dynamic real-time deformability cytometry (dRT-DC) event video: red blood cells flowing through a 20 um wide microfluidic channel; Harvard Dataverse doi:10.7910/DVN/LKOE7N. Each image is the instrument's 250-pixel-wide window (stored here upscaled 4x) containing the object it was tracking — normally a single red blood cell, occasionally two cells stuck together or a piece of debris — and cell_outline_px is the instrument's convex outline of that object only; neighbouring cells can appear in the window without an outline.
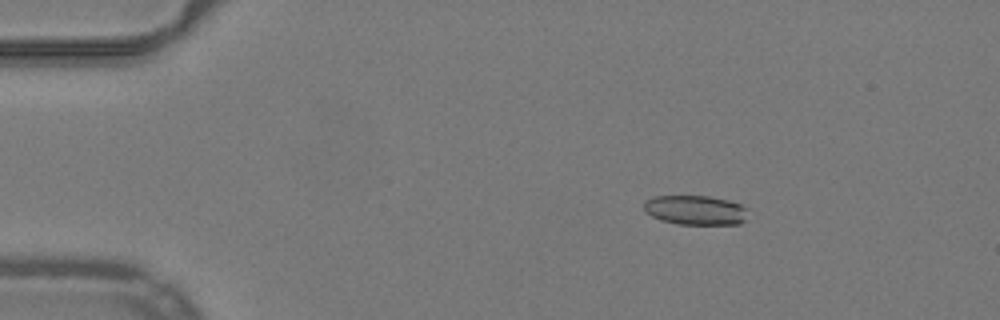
{"species": "common noctule bat (a hibernating species)", "species_latin": "Nyctalus noctula", "temperature_condition": "warm", "stored_images_in_passage": 44, "camera_frame_rate_fps": 3000, "um_per_image_px": 0.085, "animal": {"sex": "male", "body_mass_g": 19.2, "forearm_length_mm": 51.8}, "frame": {"image": 1, "passage_image": 1, "time_ms": 0.0, "image_size_px": [1000, 320], "cell_outline_px": [[748, 208], [744, 220], [740, 224], [676, 224], [660, 220], [644, 212], [644, 200], [652, 196], [708, 196], [728, 200], [740, 204]], "centroid_in_image_um": [59.08, 17.85], "position_along_channel_um": 25.9, "area_um2": 18.03}}
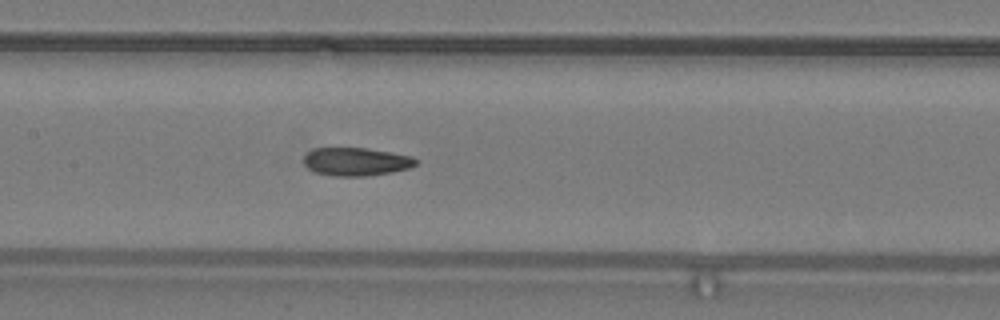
{"frame": {"image": 2, "passage_image": 18, "time_ms": 5.667, "image_size_px": [1000, 320], "cell_outline_px": [[420, 160], [416, 164], [408, 168], [392, 172], [368, 176], [332, 176], [316, 172], [308, 168], [304, 164], [304, 156], [312, 148], [364, 148], [412, 156]], "centroid_in_image_um": [30.27, 13.74], "position_along_channel_um": 177.1, "area_um2": 18.38}}
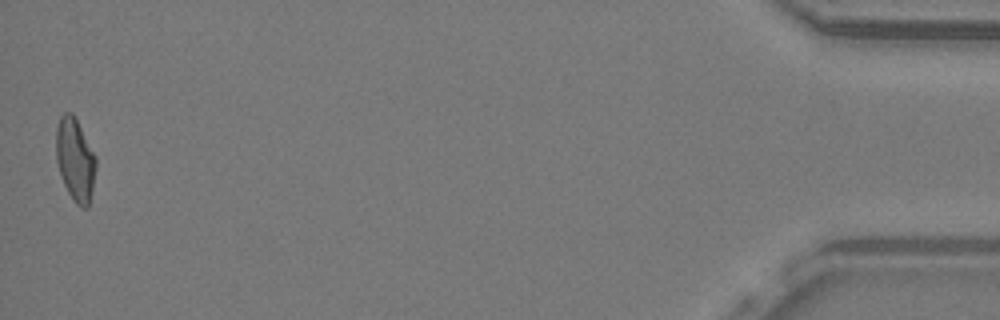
{"frame": {"image": 3, "passage_image": 44, "time_ms": 14.333, "image_size_px": [1000, 320], "cell_outline_px": [[96, 168], [88, 208], [80, 208], [76, 204], [68, 192], [64, 184], [56, 160], [56, 128], [60, 116], [64, 112], [72, 112], [96, 156]], "centroid_in_image_um": [6.39, 13.56], "position_along_channel_um": 428.8, "area_um2": 19.13}, "authors_computed_cell_mechanics": {"area_um2": 19.0451, "velocity_mm_per_s": 3.997, "shape_relaxation_time_tau1_ms": 9.1071, "shape_relaxation_time_tau2_ms": 1.5472, "deformation_change_tau1": 0.2301, "deformation_change_tau2": 0.088}}